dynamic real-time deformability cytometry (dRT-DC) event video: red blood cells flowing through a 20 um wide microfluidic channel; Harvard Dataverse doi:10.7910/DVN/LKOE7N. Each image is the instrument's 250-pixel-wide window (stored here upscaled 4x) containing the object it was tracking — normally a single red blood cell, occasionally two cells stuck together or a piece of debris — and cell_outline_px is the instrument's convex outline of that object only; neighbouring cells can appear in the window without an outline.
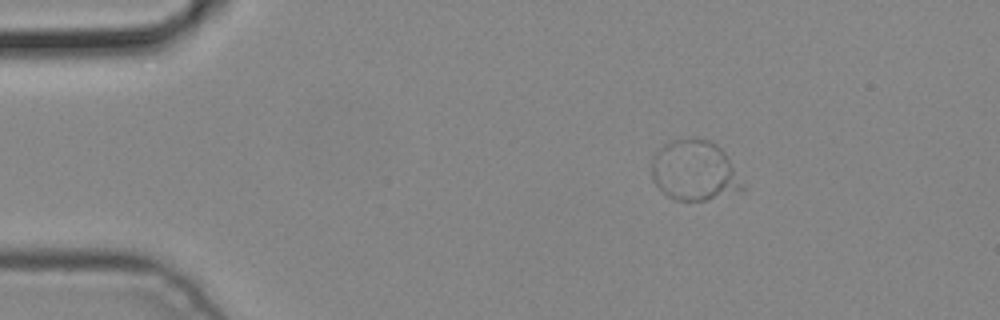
{"species": "common noctule bat (a hibernating species)", "species_latin": "Nyctalus noctula", "temperature_condition": "cold", "stored_images_in_passage": 2, "camera_frame_rate_fps": 3000, "um_per_image_px": 0.085, "animal": {"sex": "male", "body_mass_g": 19.2, "forearm_length_mm": 51.8}, "frame": {"image": 1, "passage_image": 1, "time_ms": 0.0, "image_size_px": [1000, 320], "cell_outline_px": [[744, 188], [704, 200], [676, 200], [668, 196], [652, 180], [652, 156], [664, 144], [672, 140], [688, 136], [708, 140], [716, 144], [724, 152], [744, 184]], "centroid_in_image_um": [58.98, 14.45], "position_along_channel_um": 26.0, "area_um2": 31.56}}